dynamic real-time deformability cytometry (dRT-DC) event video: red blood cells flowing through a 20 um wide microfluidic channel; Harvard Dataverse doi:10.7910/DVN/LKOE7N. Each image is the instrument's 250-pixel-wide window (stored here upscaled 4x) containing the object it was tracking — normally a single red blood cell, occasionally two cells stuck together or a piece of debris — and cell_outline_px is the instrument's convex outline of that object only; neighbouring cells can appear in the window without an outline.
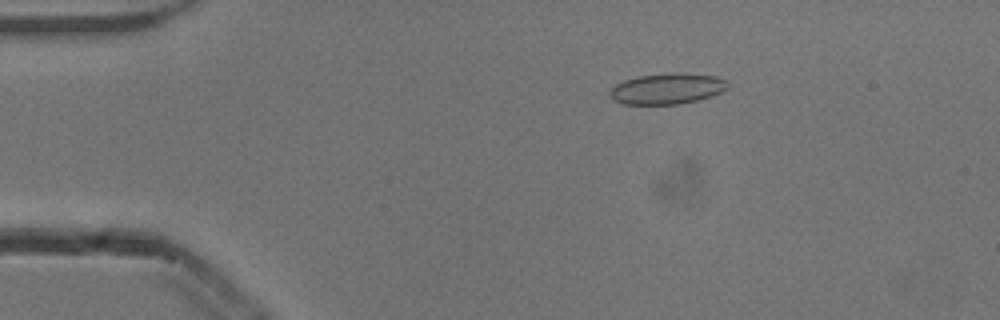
{"species": "common noctule bat (a hibernating species)", "species_latin": "Nyctalus noctula", "temperature_condition": "cold", "stored_images_in_passage": 52, "camera_frame_rate_fps": 3000, "um_per_image_px": 0.085, "animal": {"sex": "male", "body_mass_g": 13.3}, "frame": {"image": 1, "passage_image": 9, "time_ms": 2.667, "image_size_px": [1000, 320], "cell_outline_px": [[728, 88], [712, 96], [680, 104], [624, 104], [616, 100], [608, 92], [616, 84], [624, 80], [636, 76], [668, 72], [680, 72], [716, 76], [724, 80], [728, 84]], "centroid_in_image_um": [56.72, 7.52], "position_along_channel_um": 28.3, "area_um2": 21.21}}
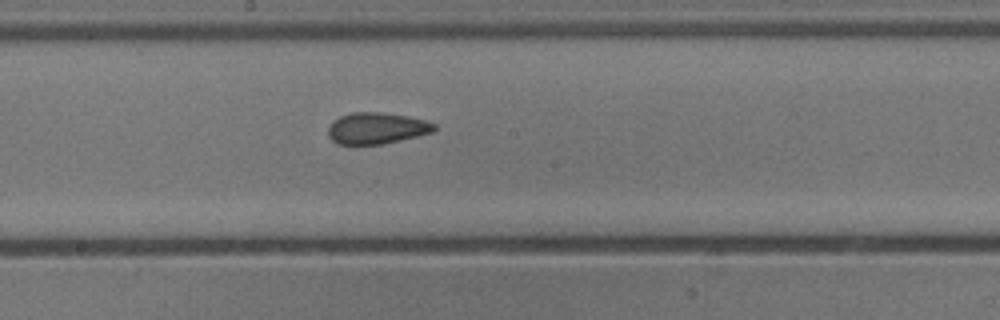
{"frame": {"image": 2, "passage_image": 28, "time_ms": 9.0, "image_size_px": [1000, 320], "cell_outline_px": [[436, 128], [432, 132], [400, 140], [380, 144], [336, 144], [328, 136], [328, 128], [332, 120], [340, 116], [352, 112], [384, 112], [408, 116], [428, 120], [436, 124]], "centroid_in_image_um": [32.0, 10.88], "position_along_channel_um": 216.2, "area_um2": 19.54}}
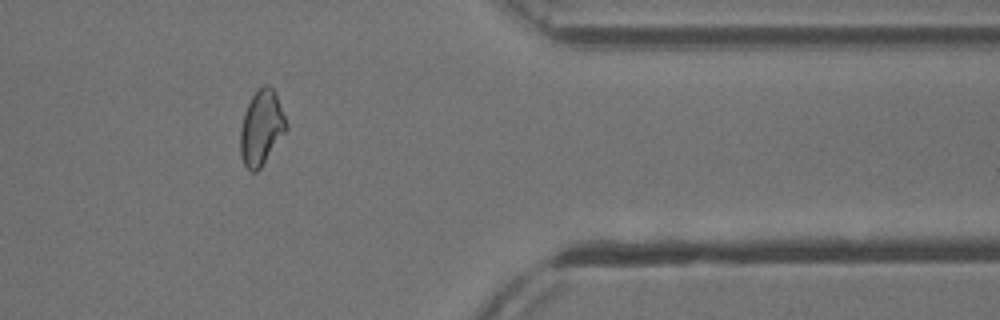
{"frame": {"image": 3, "passage_image": 43, "time_ms": 14.0, "image_size_px": [1000, 320], "cell_outline_px": [[288, 128], [260, 168], [256, 172], [252, 172], [244, 164], [240, 156], [240, 128], [244, 112], [252, 96], [264, 84], [268, 84], [276, 92], [288, 124]], "centroid_in_image_um": [22.22, 10.84], "position_along_channel_um": 389.2, "area_um2": 20.0}, "authors_computed_cell_mechanics": {"area_um2": 19.941, "velocity_mm_per_s": 3.8763, "shape_relaxation_time_tau1_ms": 10.9223, "shape_relaxation_time_tau2_ms": 1.7804, "deformation_change_tau1": 0.1645, "deformation_change_tau2": 0.0878}}